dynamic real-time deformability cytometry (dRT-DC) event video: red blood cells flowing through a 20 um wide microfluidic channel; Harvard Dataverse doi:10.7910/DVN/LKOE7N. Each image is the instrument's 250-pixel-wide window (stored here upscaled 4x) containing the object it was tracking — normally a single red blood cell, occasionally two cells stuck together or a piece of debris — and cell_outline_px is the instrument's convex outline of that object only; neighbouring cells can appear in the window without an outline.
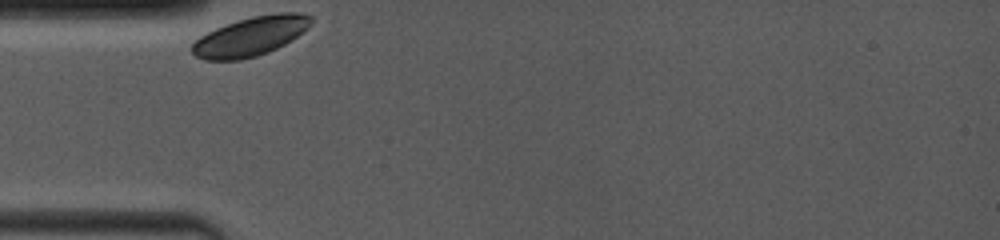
{"species": "common noctule bat (a hibernating species)", "species_latin": "Nyctalus noctula", "temperature_condition": "room temperature", "stored_images_in_passage": 24, "camera_frame_rate_fps": 4000, "um_per_image_px": 0.085, "animal": {"sex": "female", "body_mass_g": 19.0, "forearm_length_mm": 53.3}, "frame": {"image": 1, "passage_image": 1, "time_ms": 0.0, "image_size_px": [1000, 240], "cell_outline_px": [[312, 24], [308, 28], [284, 44], [268, 52], [256, 56], [240, 60], [204, 60], [196, 56], [192, 52], [192, 44], [200, 36], [216, 28], [252, 16], [276, 12], [300, 12], [312, 16]], "centroid_in_image_um": [21.32, 3.08], "position_along_channel_um": 63.7, "area_um2": 26.99}}
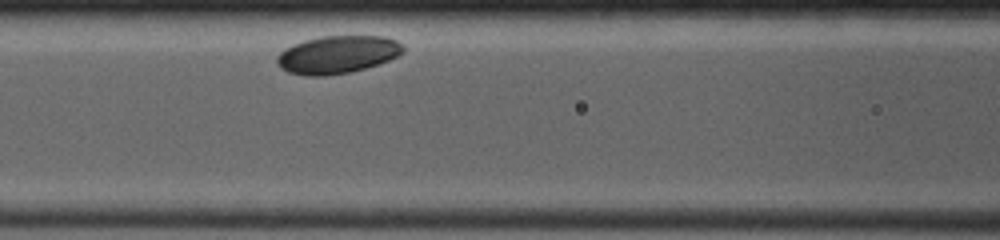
{"frame": {"image": 2, "passage_image": 12, "time_ms": 2.25, "image_size_px": [1000, 240], "cell_outline_px": [[404, 52], [388, 60], [364, 68], [348, 72], [324, 76], [304, 76], [288, 72], [280, 68], [276, 64], [276, 56], [280, 52], [292, 44], [304, 40], [320, 36], [384, 36], [396, 40], [404, 44]], "centroid_in_image_um": [28.65, 4.63], "position_along_channel_um": 138.0, "area_um2": 27.86}}
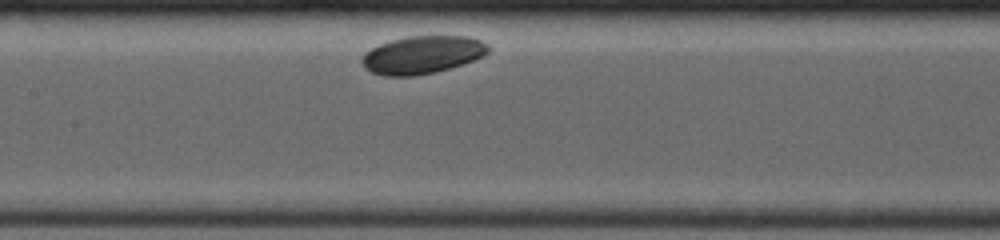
{"frame": {"image": 3, "passage_image": 19, "time_ms": 3.25, "image_size_px": [1000, 240], "cell_outline_px": [[492, 48], [484, 56], [464, 64], [436, 72], [412, 76], [384, 76], [372, 72], [364, 68], [360, 60], [364, 52], [380, 44], [392, 40], [408, 36], [468, 36], [480, 40], [488, 44]], "centroid_in_image_um": [35.91, 4.66], "position_along_channel_um": 171.5, "area_um2": 28.09}}